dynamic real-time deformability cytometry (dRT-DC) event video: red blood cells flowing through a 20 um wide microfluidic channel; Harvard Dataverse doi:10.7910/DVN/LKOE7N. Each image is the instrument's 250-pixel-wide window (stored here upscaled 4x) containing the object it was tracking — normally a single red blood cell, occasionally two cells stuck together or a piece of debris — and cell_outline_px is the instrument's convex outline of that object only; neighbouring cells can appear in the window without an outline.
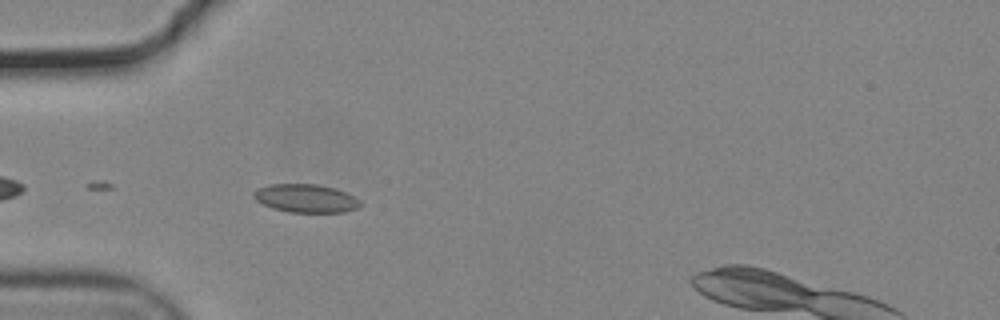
{"species": "common noctule bat (a hibernating species)", "species_latin": "Nyctalus noctula", "temperature_condition": "cold", "stored_images_in_passage": 12, "camera_frame_rate_fps": 3000, "um_per_image_px": 0.085, "animal": {"sex": "male", "body_mass_g": 19.2, "forearm_length_mm": 51.8}, "frame": {"image": 1, "passage_image": 1, "time_ms": 0.0, "image_size_px": [1000, 320], "cell_outline_px": [[364, 204], [356, 208], [344, 212], [288, 212], [272, 208], [260, 204], [252, 196], [252, 192], [268, 184], [316, 184], [336, 188], [360, 200]], "centroid_in_image_um": [25.97, 16.86], "position_along_channel_um": 59.0, "area_um2": 17.69}}